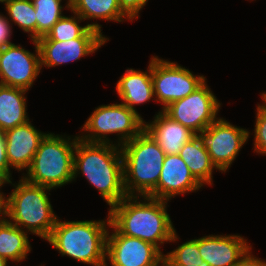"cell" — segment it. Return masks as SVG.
<instances>
[{
	"mask_svg": "<svg viewBox=\"0 0 266 266\" xmlns=\"http://www.w3.org/2000/svg\"><path fill=\"white\" fill-rule=\"evenodd\" d=\"M2 187L4 185L0 184V223L6 218V211H5V195L2 191Z\"/></svg>",
	"mask_w": 266,
	"mask_h": 266,
	"instance_id": "1f68e13d",
	"label": "cell"
},
{
	"mask_svg": "<svg viewBox=\"0 0 266 266\" xmlns=\"http://www.w3.org/2000/svg\"><path fill=\"white\" fill-rule=\"evenodd\" d=\"M69 6L72 4L73 0H64Z\"/></svg>",
	"mask_w": 266,
	"mask_h": 266,
	"instance_id": "e575fe53",
	"label": "cell"
},
{
	"mask_svg": "<svg viewBox=\"0 0 266 266\" xmlns=\"http://www.w3.org/2000/svg\"><path fill=\"white\" fill-rule=\"evenodd\" d=\"M159 266H171V265L168 264L165 260H163Z\"/></svg>",
	"mask_w": 266,
	"mask_h": 266,
	"instance_id": "836d02e7",
	"label": "cell"
},
{
	"mask_svg": "<svg viewBox=\"0 0 266 266\" xmlns=\"http://www.w3.org/2000/svg\"><path fill=\"white\" fill-rule=\"evenodd\" d=\"M166 200L127 196L108 208L110 224L120 233L152 243L160 250L165 243H178Z\"/></svg>",
	"mask_w": 266,
	"mask_h": 266,
	"instance_id": "6da1fadb",
	"label": "cell"
},
{
	"mask_svg": "<svg viewBox=\"0 0 266 266\" xmlns=\"http://www.w3.org/2000/svg\"><path fill=\"white\" fill-rule=\"evenodd\" d=\"M146 70L127 68L125 73L116 83V94L121 99L122 104L130 109L137 111V105L155 101L153 83H152V56L148 62Z\"/></svg>",
	"mask_w": 266,
	"mask_h": 266,
	"instance_id": "e0dca14e",
	"label": "cell"
},
{
	"mask_svg": "<svg viewBox=\"0 0 266 266\" xmlns=\"http://www.w3.org/2000/svg\"><path fill=\"white\" fill-rule=\"evenodd\" d=\"M31 1L36 11V40L47 35L52 26L64 16V9L70 10L69 4H62L64 0Z\"/></svg>",
	"mask_w": 266,
	"mask_h": 266,
	"instance_id": "cb8c5ba5",
	"label": "cell"
},
{
	"mask_svg": "<svg viewBox=\"0 0 266 266\" xmlns=\"http://www.w3.org/2000/svg\"><path fill=\"white\" fill-rule=\"evenodd\" d=\"M28 91L22 88L0 85V131L5 132L27 123Z\"/></svg>",
	"mask_w": 266,
	"mask_h": 266,
	"instance_id": "ffe728a7",
	"label": "cell"
},
{
	"mask_svg": "<svg viewBox=\"0 0 266 266\" xmlns=\"http://www.w3.org/2000/svg\"><path fill=\"white\" fill-rule=\"evenodd\" d=\"M261 102L257 103L254 130H249V138L253 133V152L266 156V97L260 93Z\"/></svg>",
	"mask_w": 266,
	"mask_h": 266,
	"instance_id": "4316f807",
	"label": "cell"
},
{
	"mask_svg": "<svg viewBox=\"0 0 266 266\" xmlns=\"http://www.w3.org/2000/svg\"><path fill=\"white\" fill-rule=\"evenodd\" d=\"M124 189L128 196H149L157 187L165 152L143 129L121 146Z\"/></svg>",
	"mask_w": 266,
	"mask_h": 266,
	"instance_id": "5b68a950",
	"label": "cell"
},
{
	"mask_svg": "<svg viewBox=\"0 0 266 266\" xmlns=\"http://www.w3.org/2000/svg\"><path fill=\"white\" fill-rule=\"evenodd\" d=\"M252 247L239 234H209L198 238V249L209 266H234Z\"/></svg>",
	"mask_w": 266,
	"mask_h": 266,
	"instance_id": "9a60e30c",
	"label": "cell"
},
{
	"mask_svg": "<svg viewBox=\"0 0 266 266\" xmlns=\"http://www.w3.org/2000/svg\"><path fill=\"white\" fill-rule=\"evenodd\" d=\"M164 260L171 266H209L199 253L198 238L178 244V247L164 254Z\"/></svg>",
	"mask_w": 266,
	"mask_h": 266,
	"instance_id": "484cf974",
	"label": "cell"
},
{
	"mask_svg": "<svg viewBox=\"0 0 266 266\" xmlns=\"http://www.w3.org/2000/svg\"><path fill=\"white\" fill-rule=\"evenodd\" d=\"M28 234L5 218L0 223V256L17 264L28 259L32 250Z\"/></svg>",
	"mask_w": 266,
	"mask_h": 266,
	"instance_id": "7402d4cb",
	"label": "cell"
},
{
	"mask_svg": "<svg viewBox=\"0 0 266 266\" xmlns=\"http://www.w3.org/2000/svg\"><path fill=\"white\" fill-rule=\"evenodd\" d=\"M251 247L245 255L234 266H266V259H262L252 254Z\"/></svg>",
	"mask_w": 266,
	"mask_h": 266,
	"instance_id": "4dcf8cb0",
	"label": "cell"
},
{
	"mask_svg": "<svg viewBox=\"0 0 266 266\" xmlns=\"http://www.w3.org/2000/svg\"><path fill=\"white\" fill-rule=\"evenodd\" d=\"M12 24L8 18L0 12V49L14 44L12 42Z\"/></svg>",
	"mask_w": 266,
	"mask_h": 266,
	"instance_id": "f546056e",
	"label": "cell"
},
{
	"mask_svg": "<svg viewBox=\"0 0 266 266\" xmlns=\"http://www.w3.org/2000/svg\"><path fill=\"white\" fill-rule=\"evenodd\" d=\"M19 179L17 182L12 180L3 184L14 188L5 195L6 219L45 241L59 218L49 198V192L53 189L32 184L23 177Z\"/></svg>",
	"mask_w": 266,
	"mask_h": 266,
	"instance_id": "277c9868",
	"label": "cell"
},
{
	"mask_svg": "<svg viewBox=\"0 0 266 266\" xmlns=\"http://www.w3.org/2000/svg\"><path fill=\"white\" fill-rule=\"evenodd\" d=\"M5 16L17 25L28 38L36 40V11L31 0H9L3 4Z\"/></svg>",
	"mask_w": 266,
	"mask_h": 266,
	"instance_id": "603a6c76",
	"label": "cell"
},
{
	"mask_svg": "<svg viewBox=\"0 0 266 266\" xmlns=\"http://www.w3.org/2000/svg\"><path fill=\"white\" fill-rule=\"evenodd\" d=\"M30 40L34 52L16 43L0 49V85L31 90L42 69L37 41Z\"/></svg>",
	"mask_w": 266,
	"mask_h": 266,
	"instance_id": "8fae6325",
	"label": "cell"
},
{
	"mask_svg": "<svg viewBox=\"0 0 266 266\" xmlns=\"http://www.w3.org/2000/svg\"><path fill=\"white\" fill-rule=\"evenodd\" d=\"M189 167L191 174L202 186L213 185L214 170L219 171L202 146L198 136L195 135L187 141L178 153Z\"/></svg>",
	"mask_w": 266,
	"mask_h": 266,
	"instance_id": "44dd1931",
	"label": "cell"
},
{
	"mask_svg": "<svg viewBox=\"0 0 266 266\" xmlns=\"http://www.w3.org/2000/svg\"><path fill=\"white\" fill-rule=\"evenodd\" d=\"M206 80L204 75L194 74L175 61L152 55V83L155 100L162 106L160 111L193 93Z\"/></svg>",
	"mask_w": 266,
	"mask_h": 266,
	"instance_id": "ba28073f",
	"label": "cell"
},
{
	"mask_svg": "<svg viewBox=\"0 0 266 266\" xmlns=\"http://www.w3.org/2000/svg\"><path fill=\"white\" fill-rule=\"evenodd\" d=\"M78 134H48L41 141L30 167L22 173L26 181L58 189L73 182L74 152Z\"/></svg>",
	"mask_w": 266,
	"mask_h": 266,
	"instance_id": "8992f818",
	"label": "cell"
},
{
	"mask_svg": "<svg viewBox=\"0 0 266 266\" xmlns=\"http://www.w3.org/2000/svg\"><path fill=\"white\" fill-rule=\"evenodd\" d=\"M7 1H9V0H0V3H1V4H4V3H6Z\"/></svg>",
	"mask_w": 266,
	"mask_h": 266,
	"instance_id": "d590c367",
	"label": "cell"
},
{
	"mask_svg": "<svg viewBox=\"0 0 266 266\" xmlns=\"http://www.w3.org/2000/svg\"><path fill=\"white\" fill-rule=\"evenodd\" d=\"M31 122L29 120L4 132L8 163L18 173L30 167L41 141L48 134L38 130Z\"/></svg>",
	"mask_w": 266,
	"mask_h": 266,
	"instance_id": "2e32d148",
	"label": "cell"
},
{
	"mask_svg": "<svg viewBox=\"0 0 266 266\" xmlns=\"http://www.w3.org/2000/svg\"><path fill=\"white\" fill-rule=\"evenodd\" d=\"M163 260L164 252L158 247L142 239L120 234L110 224L105 266H159Z\"/></svg>",
	"mask_w": 266,
	"mask_h": 266,
	"instance_id": "4fadbf2b",
	"label": "cell"
},
{
	"mask_svg": "<svg viewBox=\"0 0 266 266\" xmlns=\"http://www.w3.org/2000/svg\"><path fill=\"white\" fill-rule=\"evenodd\" d=\"M202 188L180 155L171 154L165 155L158 185L148 197L170 201L176 196L196 193Z\"/></svg>",
	"mask_w": 266,
	"mask_h": 266,
	"instance_id": "5bb4252c",
	"label": "cell"
},
{
	"mask_svg": "<svg viewBox=\"0 0 266 266\" xmlns=\"http://www.w3.org/2000/svg\"><path fill=\"white\" fill-rule=\"evenodd\" d=\"M110 39L93 28H88L79 38L68 41L36 40L40 52L41 69L55 68L92 55Z\"/></svg>",
	"mask_w": 266,
	"mask_h": 266,
	"instance_id": "7c38bea8",
	"label": "cell"
},
{
	"mask_svg": "<svg viewBox=\"0 0 266 266\" xmlns=\"http://www.w3.org/2000/svg\"><path fill=\"white\" fill-rule=\"evenodd\" d=\"M69 11L72 14L71 16L70 14L69 16L64 15L52 26V29L46 36L40 37L37 40L68 41L79 38L89 26L87 24L81 25L85 21L74 11Z\"/></svg>",
	"mask_w": 266,
	"mask_h": 266,
	"instance_id": "d4e9b609",
	"label": "cell"
},
{
	"mask_svg": "<svg viewBox=\"0 0 266 266\" xmlns=\"http://www.w3.org/2000/svg\"><path fill=\"white\" fill-rule=\"evenodd\" d=\"M144 129L159 144L166 155L178 154L184 144L196 134L163 111H158L151 121L144 120Z\"/></svg>",
	"mask_w": 266,
	"mask_h": 266,
	"instance_id": "ac0fdd59",
	"label": "cell"
},
{
	"mask_svg": "<svg viewBox=\"0 0 266 266\" xmlns=\"http://www.w3.org/2000/svg\"><path fill=\"white\" fill-rule=\"evenodd\" d=\"M79 138L87 142L113 144L121 147L144 129V119L122 103L95 107L81 126ZM110 134L117 139L112 140Z\"/></svg>",
	"mask_w": 266,
	"mask_h": 266,
	"instance_id": "52a82bcc",
	"label": "cell"
},
{
	"mask_svg": "<svg viewBox=\"0 0 266 266\" xmlns=\"http://www.w3.org/2000/svg\"><path fill=\"white\" fill-rule=\"evenodd\" d=\"M122 12L133 22L140 18V12L149 0H119Z\"/></svg>",
	"mask_w": 266,
	"mask_h": 266,
	"instance_id": "f1b7e54d",
	"label": "cell"
},
{
	"mask_svg": "<svg viewBox=\"0 0 266 266\" xmlns=\"http://www.w3.org/2000/svg\"><path fill=\"white\" fill-rule=\"evenodd\" d=\"M106 217L85 221H62L59 217L45 241L62 257L92 266H105L109 214Z\"/></svg>",
	"mask_w": 266,
	"mask_h": 266,
	"instance_id": "3957f363",
	"label": "cell"
},
{
	"mask_svg": "<svg viewBox=\"0 0 266 266\" xmlns=\"http://www.w3.org/2000/svg\"><path fill=\"white\" fill-rule=\"evenodd\" d=\"M70 10L77 13L86 24L93 29H96L101 34L102 25L98 23V20L103 21H112L115 23H123L125 21H131L121 10L119 0H73L70 5ZM98 19V20H97Z\"/></svg>",
	"mask_w": 266,
	"mask_h": 266,
	"instance_id": "d6986e66",
	"label": "cell"
},
{
	"mask_svg": "<svg viewBox=\"0 0 266 266\" xmlns=\"http://www.w3.org/2000/svg\"><path fill=\"white\" fill-rule=\"evenodd\" d=\"M208 151L219 173H226L242 147L249 141V130L220 117L204 131L196 134Z\"/></svg>",
	"mask_w": 266,
	"mask_h": 266,
	"instance_id": "9c48e42d",
	"label": "cell"
},
{
	"mask_svg": "<svg viewBox=\"0 0 266 266\" xmlns=\"http://www.w3.org/2000/svg\"><path fill=\"white\" fill-rule=\"evenodd\" d=\"M261 94H263V95L266 97V91H264V92H261Z\"/></svg>",
	"mask_w": 266,
	"mask_h": 266,
	"instance_id": "8d00e7d4",
	"label": "cell"
},
{
	"mask_svg": "<svg viewBox=\"0 0 266 266\" xmlns=\"http://www.w3.org/2000/svg\"><path fill=\"white\" fill-rule=\"evenodd\" d=\"M221 104L206 80L193 93L170 103L162 111L197 134L219 118Z\"/></svg>",
	"mask_w": 266,
	"mask_h": 266,
	"instance_id": "30bf717a",
	"label": "cell"
},
{
	"mask_svg": "<svg viewBox=\"0 0 266 266\" xmlns=\"http://www.w3.org/2000/svg\"><path fill=\"white\" fill-rule=\"evenodd\" d=\"M8 263L10 262H8L5 258L0 256V266H9Z\"/></svg>",
	"mask_w": 266,
	"mask_h": 266,
	"instance_id": "d6a6232c",
	"label": "cell"
},
{
	"mask_svg": "<svg viewBox=\"0 0 266 266\" xmlns=\"http://www.w3.org/2000/svg\"><path fill=\"white\" fill-rule=\"evenodd\" d=\"M11 169L7 158L5 133L0 131V184L13 180Z\"/></svg>",
	"mask_w": 266,
	"mask_h": 266,
	"instance_id": "83f0119b",
	"label": "cell"
},
{
	"mask_svg": "<svg viewBox=\"0 0 266 266\" xmlns=\"http://www.w3.org/2000/svg\"><path fill=\"white\" fill-rule=\"evenodd\" d=\"M79 175L99 192L109 208L128 196L124 189L123 157L119 146L87 142L78 137L73 182Z\"/></svg>",
	"mask_w": 266,
	"mask_h": 266,
	"instance_id": "7a4b0ae2",
	"label": "cell"
}]
</instances>
